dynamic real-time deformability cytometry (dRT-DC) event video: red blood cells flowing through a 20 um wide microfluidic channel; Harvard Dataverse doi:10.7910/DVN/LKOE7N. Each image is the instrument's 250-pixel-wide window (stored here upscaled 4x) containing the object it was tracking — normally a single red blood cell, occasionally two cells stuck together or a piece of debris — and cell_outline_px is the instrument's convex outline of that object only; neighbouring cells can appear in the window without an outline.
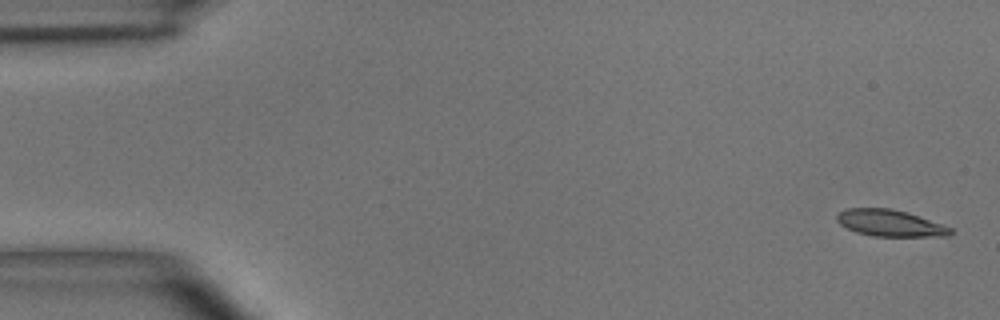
{"species": "common noctule bat (a hibernating species)", "species_latin": "Nyctalus noctula", "temperature_condition": "room temperature", "stored_images_in_passage": 6, "camera_frame_rate_fps": 3000, "um_per_image_px": 0.085, "animal": {"sex": "male", "body_mass_g": 15.6}, "frame": {"image": 1, "passage_image": 1, "time_ms": 0.0, "image_size_px": [1000, 320], "cell_outline_px": [[952, 232], [948, 236], [872, 236], [856, 232], [840, 224], [836, 220], [836, 216], [840, 212], [848, 208], [892, 208], [952, 228]], "centroid_in_image_um": [75.6, 18.97], "position_along_channel_um": 9.4, "area_um2": 17.22}}
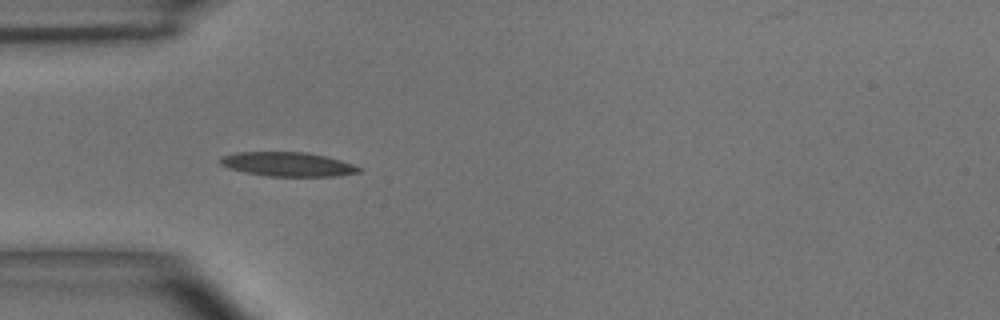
{"frame": {"image": 2, "passage_image": 5, "time_ms": 4.667, "image_size_px": [1000, 320], "cell_outline_px": [[360, 172], [336, 176], [268, 176], [244, 172], [228, 168], [220, 164], [220, 156], [236, 152], [308, 152], [328, 156], [352, 164], [360, 168]], "centroid_in_image_um": [24.43, 13.95], "position_along_channel_um": 60.6, "area_um2": 19.59}}
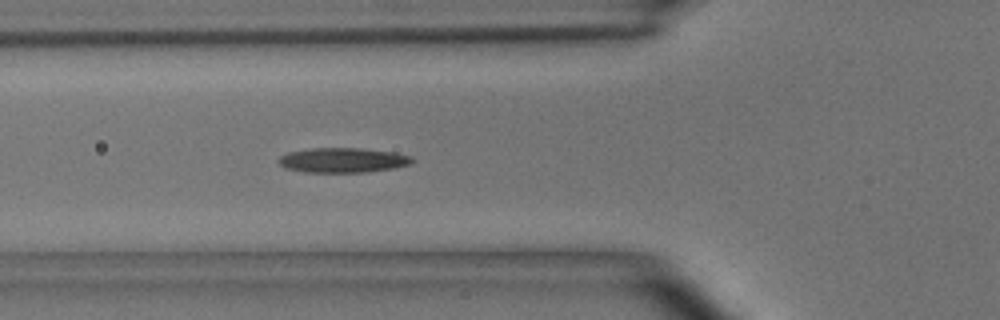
{"frame": {"image": 3, "passage_image": 6, "time_ms": 5.667, "image_size_px": [1000, 320], "cell_outline_px": [[416, 160], [412, 164], [392, 168], [364, 172], [304, 172], [284, 168], [276, 160], [280, 156], [288, 152], [312, 148], [360, 148], [396, 152], [412, 156]], "centroid_in_image_um": [29.15, 13.61], "position_along_channel_um": 96.6, "area_um2": 19.48}}